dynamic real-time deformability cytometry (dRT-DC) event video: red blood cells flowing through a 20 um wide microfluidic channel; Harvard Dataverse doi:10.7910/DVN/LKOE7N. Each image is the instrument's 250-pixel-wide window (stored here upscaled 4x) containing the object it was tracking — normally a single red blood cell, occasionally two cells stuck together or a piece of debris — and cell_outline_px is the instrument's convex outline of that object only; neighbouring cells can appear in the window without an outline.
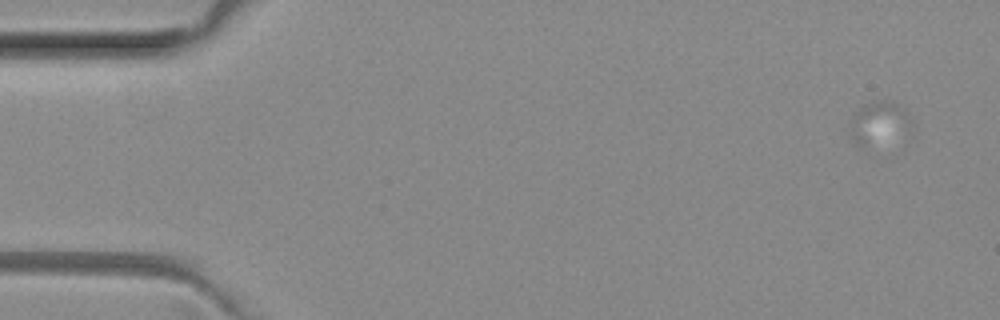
{"species": "common noctule bat (a hibernating species)", "species_latin": "Nyctalus noctula", "temperature_condition": "room temperature", "stored_images_in_passage": 2, "camera_frame_rate_fps": 3000, "um_per_image_px": 0.085, "animal": {"sex": "female", "body_mass_g": 29.2, "forearm_length_mm": 56.3}, "frame": {"image": 1, "passage_image": 1, "time_ms": 0.0, "image_size_px": [1000, 320], "cell_outline_px": [[912, 124], [856, 148], [852, 136], [852, 120], [856, 112], [864, 104], [876, 100], [892, 100], [904, 108], [912, 116]], "centroid_in_image_um": [74.67, 10.28], "position_along_channel_um": 10.3, "area_um2": 13.64}}